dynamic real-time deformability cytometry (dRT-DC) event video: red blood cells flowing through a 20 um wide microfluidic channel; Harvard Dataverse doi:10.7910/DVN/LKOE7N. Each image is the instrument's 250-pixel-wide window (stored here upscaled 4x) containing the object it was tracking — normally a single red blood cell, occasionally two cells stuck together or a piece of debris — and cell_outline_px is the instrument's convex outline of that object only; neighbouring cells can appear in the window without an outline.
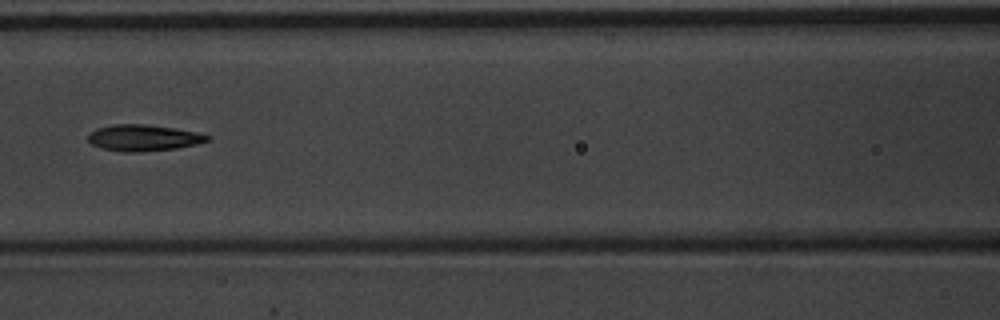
{"species": "common noctule bat (a hibernating species)", "species_latin": "Nyctalus noctula", "temperature_condition": "warm", "stored_images_in_passage": 7, "camera_frame_rate_fps": 3000, "um_per_image_px": 0.085, "animal": {"sex": "male", "body_mass_g": 20.1, "forearm_length_mm": 53.5}, "frame": {"image": 1, "passage_image": 4, "time_ms": 1.0, "image_size_px": [1000, 320], "cell_outline_px": [[212, 140], [196, 144], [176, 148], [140, 152], [124, 152], [100, 148], [92, 144], [88, 140], [88, 132], [96, 128], [112, 124], [144, 124], [176, 128], [196, 132], [212, 136]], "centroid_in_image_um": [12.19, 11.71], "position_along_channel_um": 154.4, "area_um2": 18.5}}
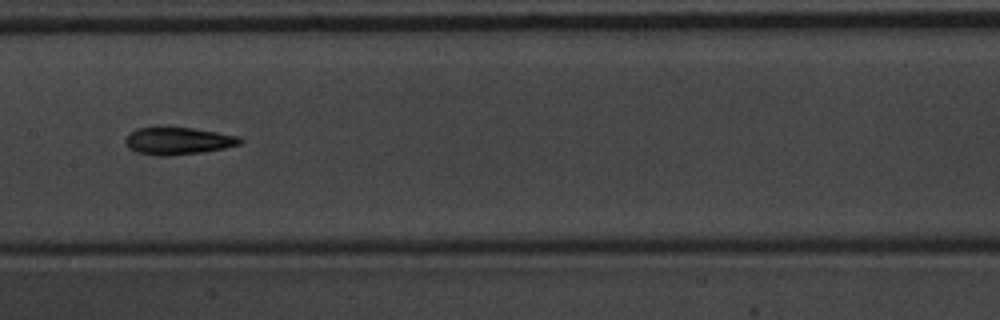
{"frame": {"image": 2, "passage_image": 5, "time_ms": 1.333, "image_size_px": [1000, 320], "cell_outline_px": [[244, 140], [240, 144], [224, 148], [200, 152], [168, 156], [156, 156], [136, 152], [128, 148], [124, 140], [136, 128], [192, 128], [240, 136]], "centroid_in_image_um": [15.14, 11.99], "position_along_channel_um": 192.3, "area_um2": 18.03}}
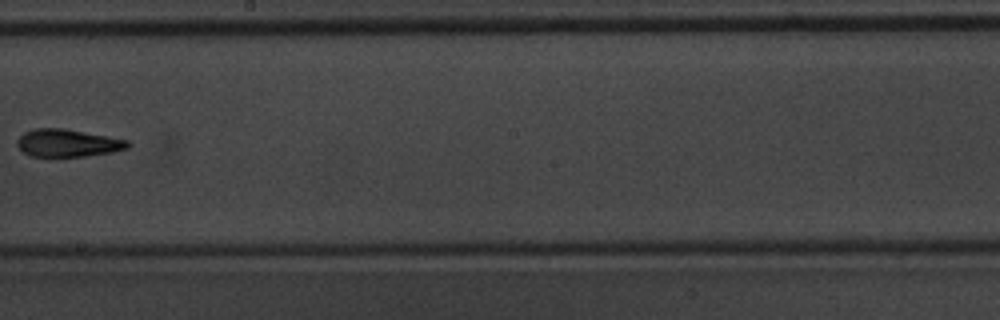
{"frame": {"image": 3, "passage_image": 6, "time_ms": 1.667, "image_size_px": [1000, 320], "cell_outline_px": [[132, 144], [128, 148], [112, 152], [84, 156], [32, 156], [24, 152], [16, 144], [16, 140], [24, 132], [36, 128], [64, 128], [108, 136], [128, 140]], "centroid_in_image_um": [5.77, 12.14], "position_along_channel_um": 242.4, "area_um2": 17.74}}